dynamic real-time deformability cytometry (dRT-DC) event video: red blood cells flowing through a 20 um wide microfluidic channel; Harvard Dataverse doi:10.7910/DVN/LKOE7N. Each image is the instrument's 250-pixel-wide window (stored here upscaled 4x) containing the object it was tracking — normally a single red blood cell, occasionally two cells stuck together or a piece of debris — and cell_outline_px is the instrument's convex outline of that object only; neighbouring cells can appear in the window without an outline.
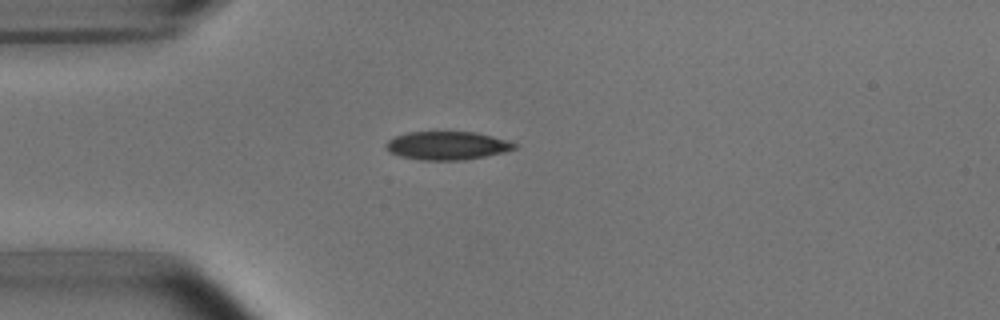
{"species": "common noctule bat (a hibernating species)", "species_latin": "Nyctalus noctula", "temperature_condition": "room temperature", "stored_images_in_passage": 2, "camera_frame_rate_fps": 3000, "um_per_image_px": 0.085, "animal": {"sex": "male", "body_mass_g": 15.6}, "frame": {"image": 1, "passage_image": 1, "time_ms": 0.0, "image_size_px": [1000, 320], "cell_outline_px": [[520, 144], [516, 148], [504, 152], [464, 160], [424, 160], [400, 156], [388, 152], [384, 144], [388, 140], [396, 136], [408, 132], [476, 132], [508, 140]], "centroid_in_image_um": [38.02, 12.37], "position_along_channel_um": 47.0, "area_um2": 21.27}}